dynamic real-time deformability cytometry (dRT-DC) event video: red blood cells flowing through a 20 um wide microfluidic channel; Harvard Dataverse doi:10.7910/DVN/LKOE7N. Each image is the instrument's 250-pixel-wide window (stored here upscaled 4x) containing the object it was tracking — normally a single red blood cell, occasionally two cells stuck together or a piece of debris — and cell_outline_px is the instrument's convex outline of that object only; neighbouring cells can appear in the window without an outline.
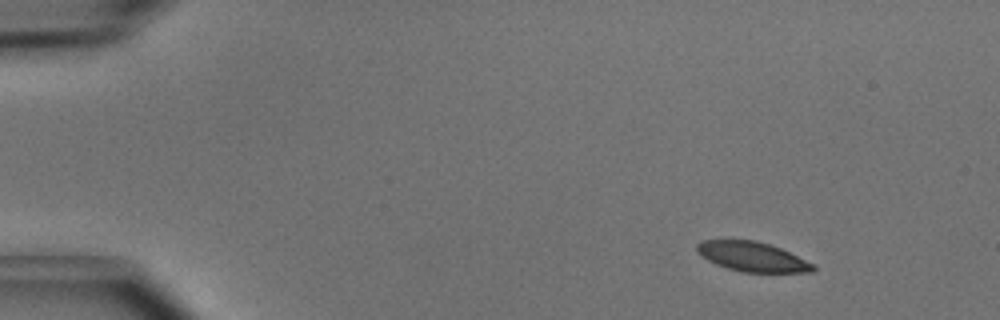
{"species": "common noctule bat (a hibernating species)", "species_latin": "Nyctalus noctula", "temperature_condition": "cold", "stored_images_in_passage": 5, "camera_frame_rate_fps": 3000, "um_per_image_px": 0.085, "animal": {"sex": "male", "body_mass_g": 15.6}, "frame": {"image": 1, "passage_image": 1, "time_ms": 0.0, "image_size_px": [1000, 320], "cell_outline_px": [[816, 268], [812, 272], [744, 272], [728, 268], [716, 264], [708, 260], [696, 252], [696, 244], [700, 240], [756, 240], [780, 248], [812, 264]], "centroid_in_image_um": [63.88, 21.81], "position_along_channel_um": 21.1, "area_um2": 19.77}}
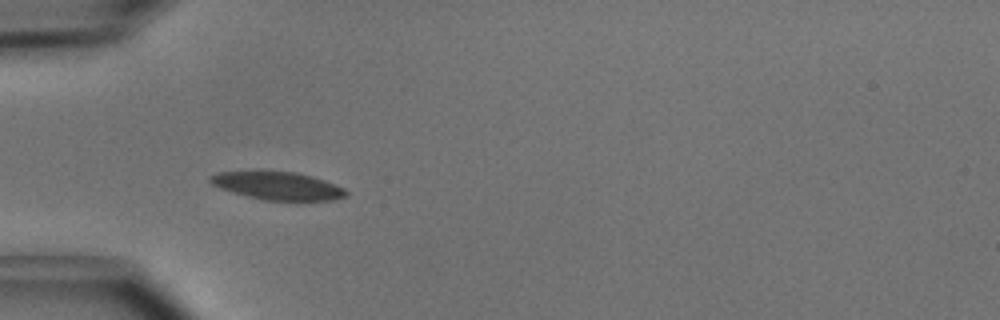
{"frame": {"image": 2, "passage_image": 3, "time_ms": 0.667, "image_size_px": [1000, 320], "cell_outline_px": [[348, 192], [344, 196], [332, 200], [264, 200], [232, 192], [220, 188], [212, 184], [208, 180], [208, 176], [216, 172], [260, 168], [296, 172], [312, 176], [324, 180], [344, 188]], "centroid_in_image_um": [23.49, 15.73], "position_along_channel_um": 61.5, "area_um2": 22.89}}
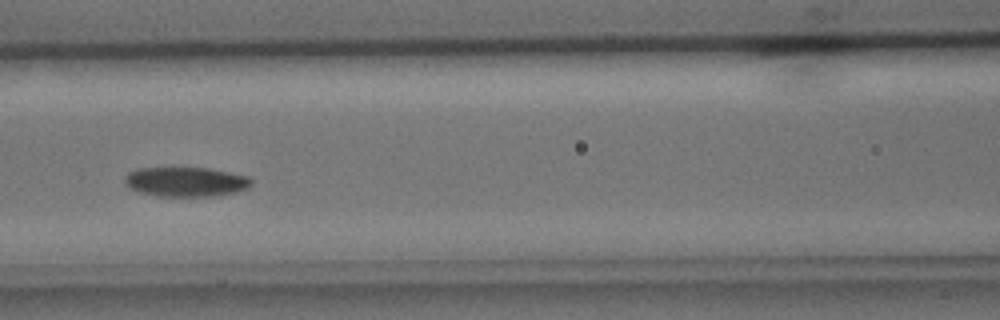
{"frame": {"image": 3, "passage_image": 5, "time_ms": 1.333, "image_size_px": [1000, 320], "cell_outline_px": [[252, 184], [248, 188], [236, 192], [216, 196], [160, 196], [140, 192], [124, 184], [124, 176], [128, 172], [140, 168], [208, 168], [248, 176], [252, 180]], "centroid_in_image_um": [15.81, 15.45], "position_along_channel_um": 150.8, "area_um2": 21.79}}